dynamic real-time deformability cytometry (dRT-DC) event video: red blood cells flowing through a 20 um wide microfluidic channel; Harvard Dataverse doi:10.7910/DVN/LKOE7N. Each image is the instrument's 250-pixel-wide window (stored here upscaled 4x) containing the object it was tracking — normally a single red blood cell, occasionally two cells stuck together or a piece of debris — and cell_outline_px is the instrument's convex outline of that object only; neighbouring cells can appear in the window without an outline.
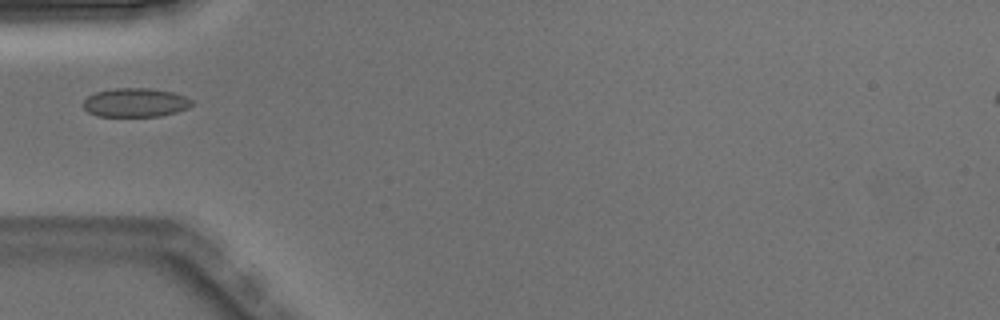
{"species": "Egyptian fruit bat (a non-hibernating species)", "species_latin": "Rousettus aegyptiacus", "temperature_condition": "warm", "stored_images_in_passage": 5, "camera_frame_rate_fps": 3000, "um_per_image_px": 0.085, "animal": {"sex": "male"}, "frame": {"image": 1, "passage_image": 4, "time_ms": 1.0, "image_size_px": [1000, 320], "cell_outline_px": [[196, 100], [188, 108], [176, 112], [160, 116], [96, 116], [88, 112], [84, 108], [84, 100], [88, 96], [96, 92], [112, 88], [148, 88], [172, 92], [188, 96]], "centroid_in_image_um": [11.55, 8.71], "position_along_channel_um": 73.5, "area_um2": 18.44}}